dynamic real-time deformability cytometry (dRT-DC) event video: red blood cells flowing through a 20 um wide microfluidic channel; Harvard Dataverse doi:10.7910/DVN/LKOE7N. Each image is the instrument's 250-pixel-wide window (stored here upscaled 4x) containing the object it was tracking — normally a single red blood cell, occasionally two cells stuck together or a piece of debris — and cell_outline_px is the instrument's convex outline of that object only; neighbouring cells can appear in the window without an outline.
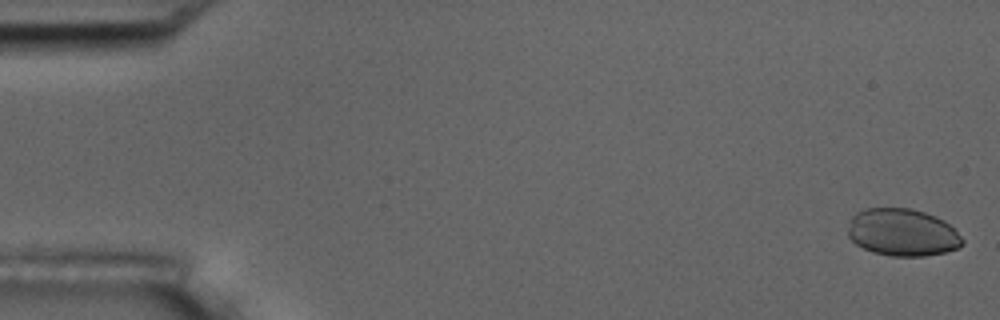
{"species": "common noctule bat (a hibernating species)", "species_latin": "Nyctalus noctula", "temperature_condition": "room temperature", "stored_images_in_passage": 5, "camera_frame_rate_fps": 3000, "um_per_image_px": 0.085, "animal": {"sex": "male", "body_mass_g": 17.5, "forearm_length_mm": 52.3}, "frame": {"image": 1, "passage_image": 1, "time_ms": 0.0, "image_size_px": [1000, 320], "cell_outline_px": [[964, 244], [960, 248], [944, 252], [924, 256], [892, 256], [872, 252], [856, 244], [848, 236], [848, 228], [852, 216], [856, 212], [864, 208], [912, 208], [924, 212], [944, 220], [964, 240]], "centroid_in_image_um": [76.7, 19.75], "position_along_channel_um": 8.3, "area_um2": 31.62}}